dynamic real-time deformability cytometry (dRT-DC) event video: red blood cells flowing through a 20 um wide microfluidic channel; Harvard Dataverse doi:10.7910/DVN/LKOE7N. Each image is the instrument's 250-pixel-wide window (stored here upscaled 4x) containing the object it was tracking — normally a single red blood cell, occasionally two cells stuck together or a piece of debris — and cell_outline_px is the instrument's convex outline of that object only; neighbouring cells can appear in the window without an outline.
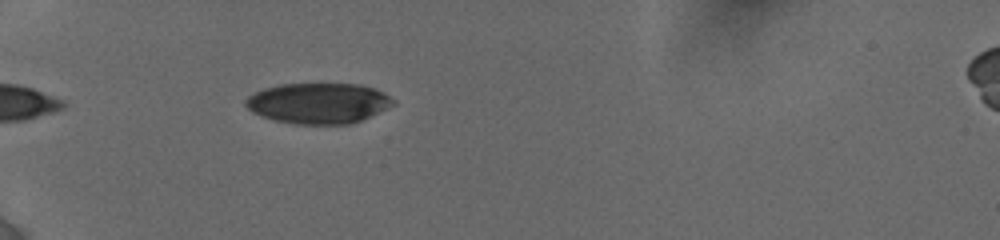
{"species": "human", "species_latin": "Homo sapiens", "temperature_condition": "cold", "stored_images_in_passage": 23, "camera_frame_rate_fps": 3000, "um_per_image_px": 0.085, "donor": {"sex": "female"}, "frame": {"image": 1, "passage_image": 4, "time_ms": 1.0, "image_size_px": [1000, 240], "cell_outline_px": [[396, 104], [388, 108], [360, 120], [348, 124], [292, 124], [260, 116], [252, 112], [244, 104], [244, 100], [248, 96], [264, 88], [280, 84], [360, 84], [384, 92], [396, 100]], "centroid_in_image_um": [27.06, 8.77], "position_along_channel_um": 57.9, "area_um2": 34.97}}